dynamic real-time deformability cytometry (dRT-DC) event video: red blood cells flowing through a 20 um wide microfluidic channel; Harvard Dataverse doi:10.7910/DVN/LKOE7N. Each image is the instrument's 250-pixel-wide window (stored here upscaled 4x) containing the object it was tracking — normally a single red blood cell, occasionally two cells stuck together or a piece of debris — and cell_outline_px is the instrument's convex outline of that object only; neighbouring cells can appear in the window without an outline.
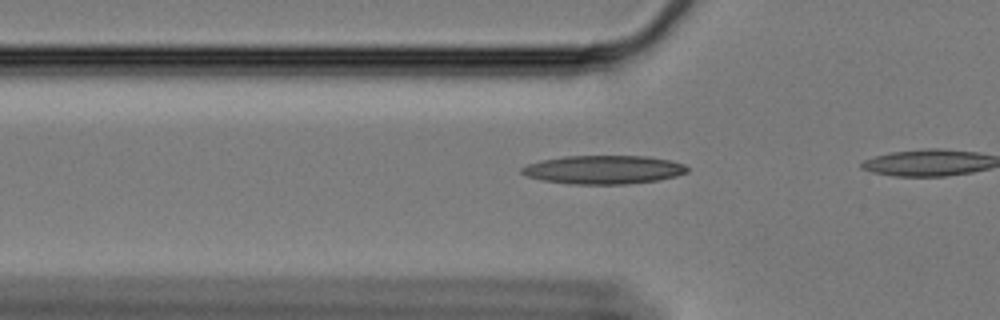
{"species": "Egyptian fruit bat (a non-hibernating species)", "species_latin": "Rousettus aegyptiacus", "temperature_condition": "cold", "stored_images_in_passage": 5, "camera_frame_rate_fps": 3000, "um_per_image_px": 0.085, "animal": {"sex": "female"}, "frame": {"image": 1, "passage_image": 2, "time_ms": 0.333, "image_size_px": [1000, 320], "cell_outline_px": [[688, 172], [676, 176], [656, 180], [624, 184], [568, 184], [544, 180], [528, 176], [520, 172], [520, 168], [528, 164], [540, 160], [564, 156], [648, 156], [668, 160], [684, 164], [688, 168]], "centroid_in_image_um": [51.28, 14.42], "position_along_channel_um": 74.5, "area_um2": 27.46}}